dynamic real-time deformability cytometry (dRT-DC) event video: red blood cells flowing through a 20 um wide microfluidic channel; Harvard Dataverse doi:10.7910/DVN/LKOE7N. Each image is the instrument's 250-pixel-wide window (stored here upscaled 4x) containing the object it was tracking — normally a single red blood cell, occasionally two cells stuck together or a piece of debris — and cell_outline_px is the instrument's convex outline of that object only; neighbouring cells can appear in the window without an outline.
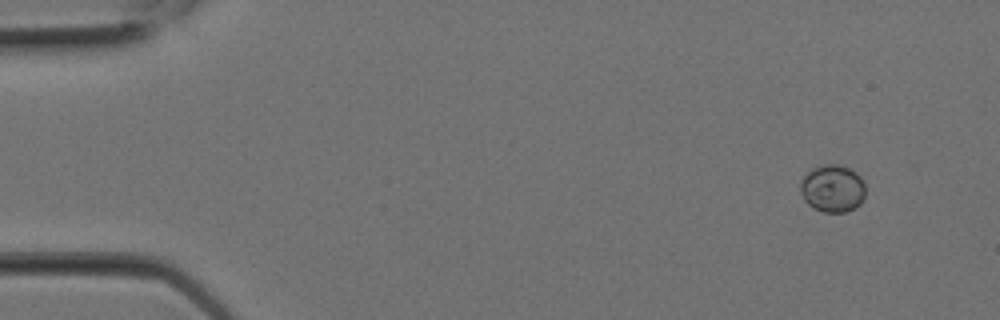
{"species": "Egyptian fruit bat (a non-hibernating species)", "species_latin": "Rousettus aegyptiacus", "temperature_condition": "room temperature", "stored_images_in_passage": 10, "camera_frame_rate_fps": 3000, "um_per_image_px": 0.085, "animal": {"sex": "female"}, "frame": {"image": 1, "passage_image": 1, "time_ms": 0.0, "image_size_px": [1000, 320], "cell_outline_px": [[864, 196], [860, 204], [844, 212], [824, 212], [808, 204], [804, 200], [800, 192], [800, 180], [812, 168], [824, 164], [836, 164], [848, 168], [856, 172], [860, 176], [864, 184]], "centroid_in_image_um": [70.74, 16.0], "position_along_channel_um": 14.3, "area_um2": 17.86}}
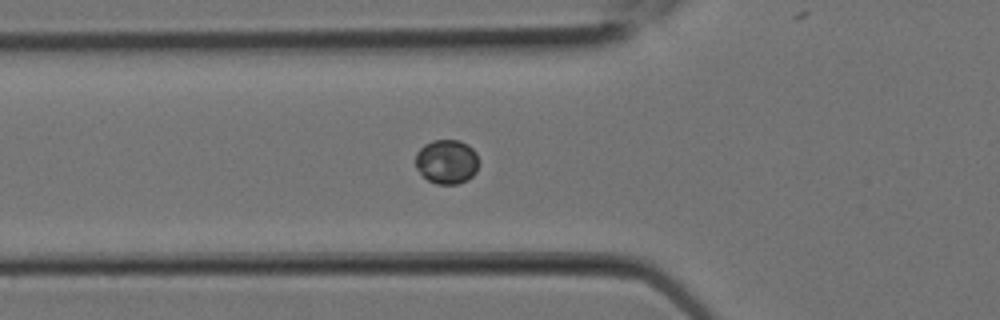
{"frame": {"image": 2, "passage_image": 7, "time_ms": 2.0, "image_size_px": [1000, 320], "cell_outline_px": [[476, 172], [468, 180], [456, 184], [436, 184], [428, 180], [416, 168], [416, 152], [424, 144], [432, 140], [460, 140], [468, 144], [476, 152]], "centroid_in_image_um": [37.95, 13.73], "position_along_channel_um": 87.8, "area_um2": 16.3}}
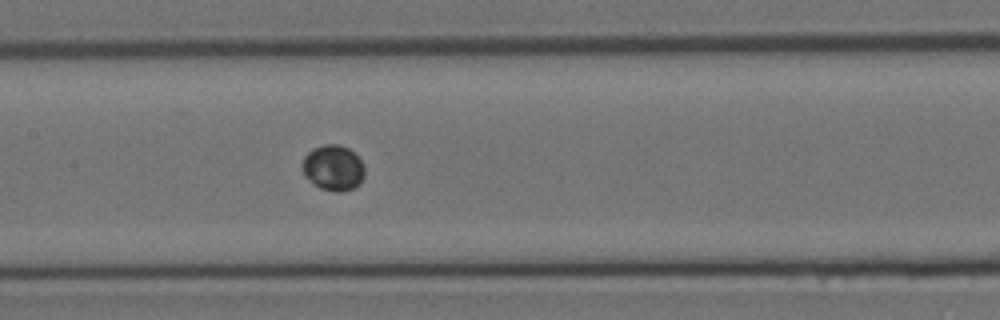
{"frame": {"image": 3, "passage_image": 10, "time_ms": 3.0, "image_size_px": [1000, 320], "cell_outline_px": [[364, 176], [360, 184], [352, 188], [340, 192], [336, 192], [320, 188], [304, 176], [304, 156], [312, 148], [324, 144], [336, 144], [348, 148], [364, 164]], "centroid_in_image_um": [28.34, 14.26], "position_along_channel_um": 179.1, "area_um2": 16.36}}